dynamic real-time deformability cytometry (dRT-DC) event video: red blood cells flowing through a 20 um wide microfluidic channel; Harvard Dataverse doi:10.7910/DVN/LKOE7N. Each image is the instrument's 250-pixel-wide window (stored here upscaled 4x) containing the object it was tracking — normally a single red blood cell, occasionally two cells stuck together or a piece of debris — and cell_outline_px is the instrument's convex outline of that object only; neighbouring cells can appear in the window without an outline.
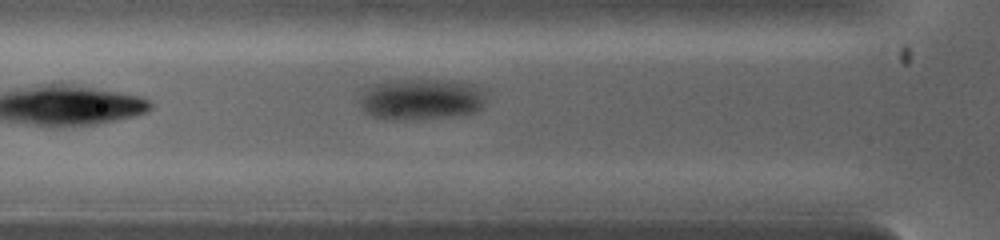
{"species": "common noctule bat (a hibernating species)", "species_latin": "Nyctalus noctula", "temperature_condition": "warm", "stored_images_in_passage": 5, "camera_frame_rate_fps": 5000, "um_per_image_px": 0.085, "animal": {"sex": "female", "body_mass_g": 19.0, "forearm_length_mm": 53.3}, "frame": {"image": 1, "passage_image": 5, "time_ms": 1.6, "image_size_px": [1000, 240], "cell_outline_px": [[484, 104], [476, 112], [452, 116], [416, 120], [396, 120], [372, 116], [364, 112], [360, 104], [360, 96], [368, 88], [376, 84], [392, 80], [456, 80], [472, 84], [480, 88], [484, 96]], "centroid_in_image_um": [35.8, 8.45], "position_along_channel_um": 90.0, "area_um2": 30.35}}